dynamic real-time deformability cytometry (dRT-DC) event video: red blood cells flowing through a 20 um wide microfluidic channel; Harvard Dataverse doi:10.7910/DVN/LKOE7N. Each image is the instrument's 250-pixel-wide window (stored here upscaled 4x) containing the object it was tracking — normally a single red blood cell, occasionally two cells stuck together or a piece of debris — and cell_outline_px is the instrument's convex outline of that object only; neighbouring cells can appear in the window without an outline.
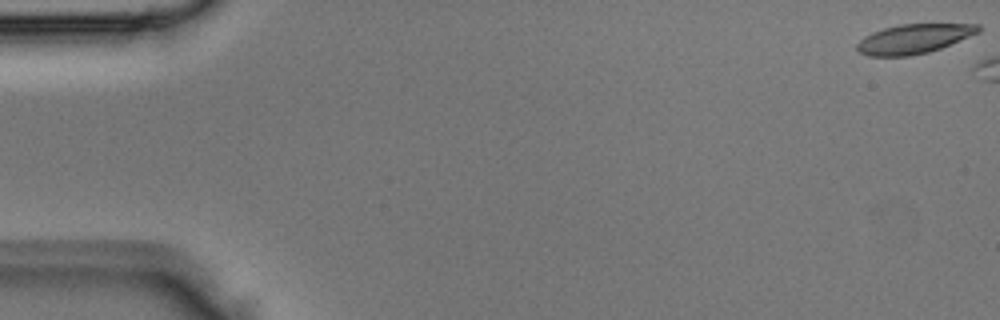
{"species": "Egyptian fruit bat (a non-hibernating species)", "species_latin": "Rousettus aegyptiacus", "temperature_condition": "room temperature", "stored_images_in_passage": 3, "camera_frame_rate_fps": 3000, "um_per_image_px": 0.085, "animal": {"sex": "male"}, "frame": {"image": 1, "passage_image": 1, "time_ms": 0.0, "image_size_px": [1000, 320], "cell_outline_px": [[980, 32], [940, 48], [928, 52], [908, 56], [868, 56], [860, 52], [856, 48], [856, 44], [864, 36], [872, 32], [884, 28], [900, 24], [980, 24]], "centroid_in_image_um": [77.65, 3.3], "position_along_channel_um": 7.3, "area_um2": 20.69}}